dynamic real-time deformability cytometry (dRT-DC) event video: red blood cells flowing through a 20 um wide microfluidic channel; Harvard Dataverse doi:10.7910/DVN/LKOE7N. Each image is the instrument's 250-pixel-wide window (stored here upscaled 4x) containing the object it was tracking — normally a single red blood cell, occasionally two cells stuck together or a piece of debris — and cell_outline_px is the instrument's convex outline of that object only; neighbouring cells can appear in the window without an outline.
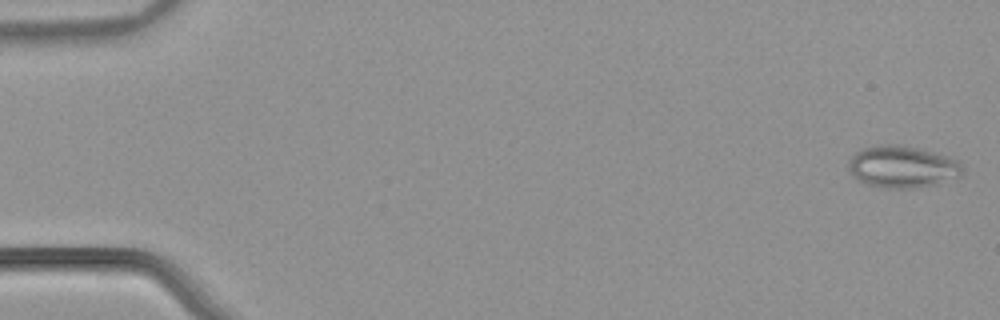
{"species": "common noctule bat (a hibernating species)", "species_latin": "Nyctalus noctula", "temperature_condition": "warm", "stored_images_in_passage": 54, "camera_frame_rate_fps": 3000, "um_per_image_px": 0.085, "animal": {"sex": "male", "body_mass_g": 21.5, "forearm_length_mm": 52.0}, "frame": {"image": 1, "passage_image": 2, "time_ms": 0.333, "image_size_px": [1000, 320], "cell_outline_px": [[964, 172], [960, 176], [936, 184], [916, 188], [888, 188], [868, 184], [860, 180], [848, 168], [848, 160], [856, 152], [864, 148], [880, 144], [900, 144], [948, 156], [960, 160], [964, 168]], "centroid_in_image_um": [76.75, 14.17], "position_along_channel_um": 8.3, "area_um2": 27.8}}
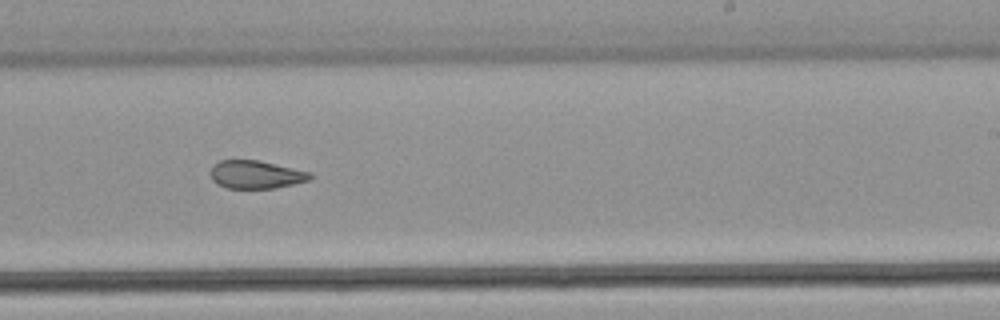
{"frame": {"image": 2, "passage_image": 34, "time_ms": 11.0, "image_size_px": [1000, 320], "cell_outline_px": [[312, 176], [308, 180], [276, 188], [228, 188], [216, 184], [212, 180], [212, 168], [220, 160], [256, 160], [312, 172]], "centroid_in_image_um": [21.76, 14.84], "position_along_channel_um": 267.2, "area_um2": 16.01}}
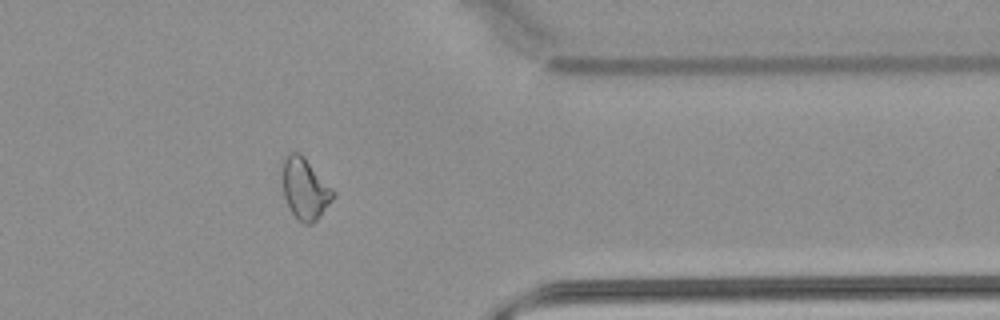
{"frame": {"image": 3, "passage_image": 44, "time_ms": 14.333, "image_size_px": [1000, 320], "cell_outline_px": [[336, 192], [332, 200], [320, 216], [312, 224], [304, 224], [292, 212], [284, 196], [284, 156], [288, 152], [300, 152], [304, 156]], "centroid_in_image_um": [25.95, 16.02], "position_along_channel_um": 385.4, "area_um2": 17.74}, "authors_computed_cell_mechanics": {"area_um2": 19.9699, "velocity_mm_per_s": 3.9148, "shape_relaxation_time_tau1_ms": null, "shape_relaxation_time_tau2_ms": 1.6905, "deformation_change_tau1": null, "deformation_change_tau2": 0.0735}}